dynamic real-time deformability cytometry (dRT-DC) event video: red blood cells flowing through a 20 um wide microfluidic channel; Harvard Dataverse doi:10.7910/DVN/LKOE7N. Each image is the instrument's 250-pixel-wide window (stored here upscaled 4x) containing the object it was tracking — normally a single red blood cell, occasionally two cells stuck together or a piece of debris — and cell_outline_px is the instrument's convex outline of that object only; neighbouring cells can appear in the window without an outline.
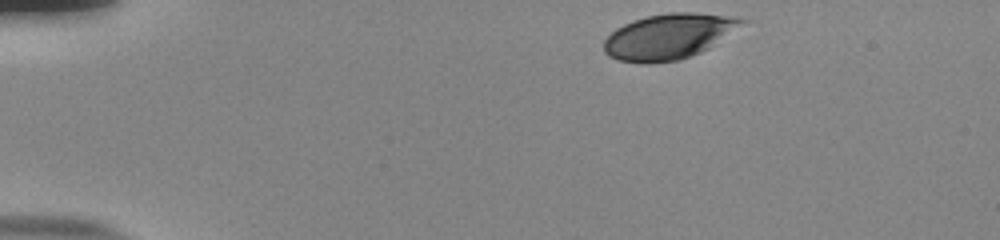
{"species": "human", "species_latin": "Homo sapiens", "temperature_condition": "room temperature", "stored_images_in_passage": 39, "camera_frame_rate_fps": 3000, "um_per_image_px": 0.085, "donor": {"sex": "male"}, "frame": {"image": 1, "passage_image": 1, "time_ms": 0.0, "image_size_px": [1000, 240], "cell_outline_px": [[752, 20], [708, 48], [700, 52], [680, 60], [648, 64], [644, 64], [616, 60], [608, 56], [604, 52], [604, 40], [616, 28], [632, 20], [648, 16], [668, 12], [696, 12]], "centroid_in_image_um": [56.83, 3.1], "position_along_channel_um": 28.2, "area_um2": 36.7}}
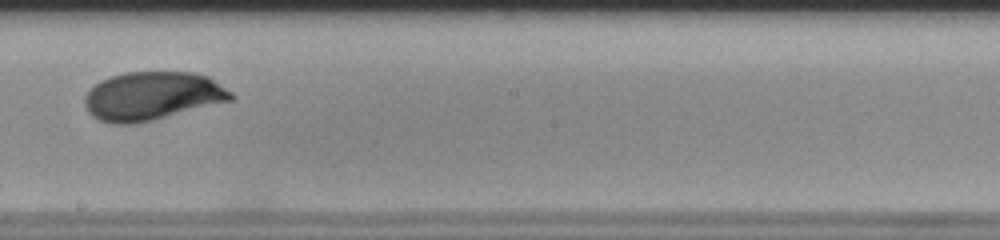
{"frame": {"image": 2, "passage_image": 24, "time_ms": 7.667, "image_size_px": [1000, 240], "cell_outline_px": [[236, 96], [232, 100], [152, 120], [128, 124], [116, 124], [100, 120], [92, 116], [88, 112], [84, 104], [84, 96], [88, 88], [100, 80], [124, 72], [192, 72], [208, 76], [232, 92]], "centroid_in_image_um": [12.91, 8.15], "position_along_channel_um": 235.3, "area_um2": 41.33}}
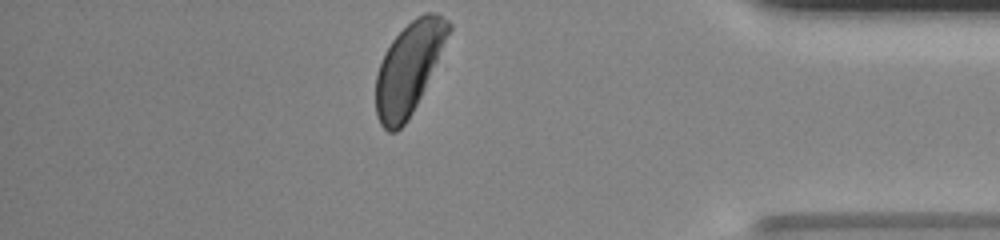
{"frame": {"image": 3, "passage_image": 39, "time_ms": 12.667, "image_size_px": [1000, 240], "cell_outline_px": [[452, 28], [424, 88], [408, 120], [396, 132], [388, 132], [380, 124], [376, 116], [376, 76], [380, 64], [392, 40], [416, 16], [424, 12], [436, 12], [448, 20], [452, 24]], "centroid_in_image_um": [34.74, 5.79], "position_along_channel_um": 400.5, "area_um2": 37.92}, "authors_computed_cell_mechanics": {"area_um2": 40.4022, "velocity_mm_per_s": 3.8358, "shape_relaxation_time_tau1_ms": 2.4979, "shape_relaxation_time_tau2_ms": null, "deformation_change_tau1": 0.1249, "deformation_change_tau2": null}}